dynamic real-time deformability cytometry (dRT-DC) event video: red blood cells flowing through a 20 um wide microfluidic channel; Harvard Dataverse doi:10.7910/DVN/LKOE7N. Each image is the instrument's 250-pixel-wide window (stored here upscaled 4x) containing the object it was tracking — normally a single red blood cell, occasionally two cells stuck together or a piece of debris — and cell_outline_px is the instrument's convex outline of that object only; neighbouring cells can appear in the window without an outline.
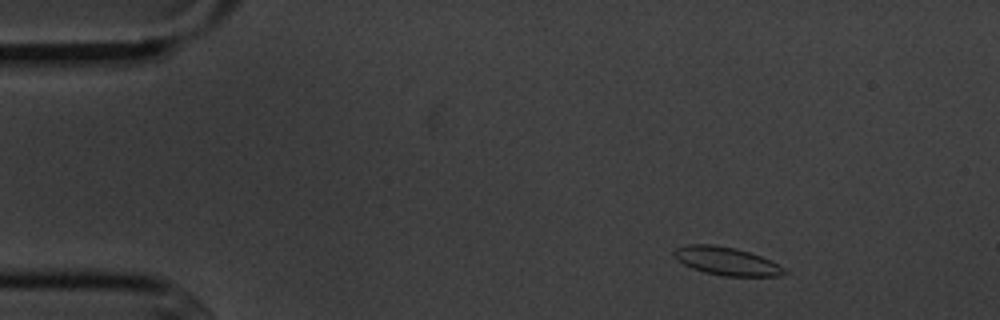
{"species": "common noctule bat (a hibernating species)", "species_latin": "Nyctalus noctula", "temperature_condition": "cold", "stored_images_in_passage": 4, "camera_frame_rate_fps": 3000, "um_per_image_px": 0.085, "animal": {"sex": "male", "body_mass_g": 20.1, "forearm_length_mm": 53.5}, "frame": {"image": 1, "passage_image": 2, "time_ms": 1.0, "image_size_px": [1000, 320], "cell_outline_px": [[788, 272], [776, 276], [724, 276], [704, 272], [692, 268], [684, 264], [672, 252], [676, 248], [688, 244], [712, 244], [736, 248], [760, 256], [784, 268]], "centroid_in_image_um": [61.73, 22.19], "position_along_channel_um": 23.3, "area_um2": 17.74}}